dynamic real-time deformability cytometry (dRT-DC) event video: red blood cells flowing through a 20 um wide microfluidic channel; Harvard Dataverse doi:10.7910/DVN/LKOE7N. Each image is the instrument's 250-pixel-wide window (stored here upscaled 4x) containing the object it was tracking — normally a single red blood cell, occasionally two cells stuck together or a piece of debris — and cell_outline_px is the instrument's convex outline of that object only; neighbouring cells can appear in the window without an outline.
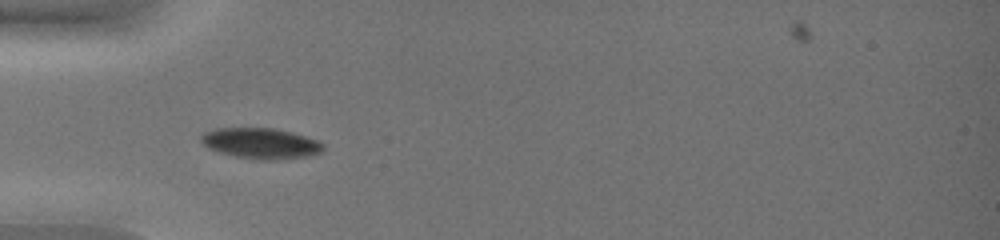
{"species": "common noctule bat (a hibernating species)", "species_latin": "Nyctalus noctula", "temperature_condition": "warm", "stored_images_in_passage": 31, "camera_frame_rate_fps": 3000, "um_per_image_px": 0.085, "animal": {"sex": "female", "body_mass_g": 19.0, "forearm_length_mm": 51.5}, "frame": {"image": 1, "passage_image": 1, "time_ms": 0.0, "image_size_px": [1000, 240], "cell_outline_px": [[324, 148], [320, 152], [308, 156], [272, 160], [256, 160], [236, 156], [220, 152], [208, 148], [200, 140], [200, 136], [204, 132], [216, 128], [276, 128], [292, 132], [320, 140], [324, 144]], "centroid_in_image_um": [22.18, 12.18], "position_along_channel_um": 62.8, "area_um2": 21.96}}
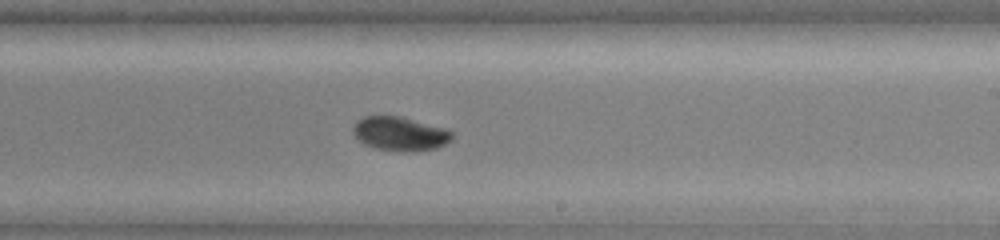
{"frame": {"image": 2, "passage_image": 15, "time_ms": 4.667, "image_size_px": [1000, 240], "cell_outline_px": [[452, 140], [436, 148], [408, 152], [404, 152], [372, 148], [364, 144], [352, 132], [352, 128], [356, 120], [364, 116], [400, 116], [448, 128], [452, 132]], "centroid_in_image_um": [34.0, 11.36], "position_along_channel_um": 255.0, "area_um2": 19.83}}
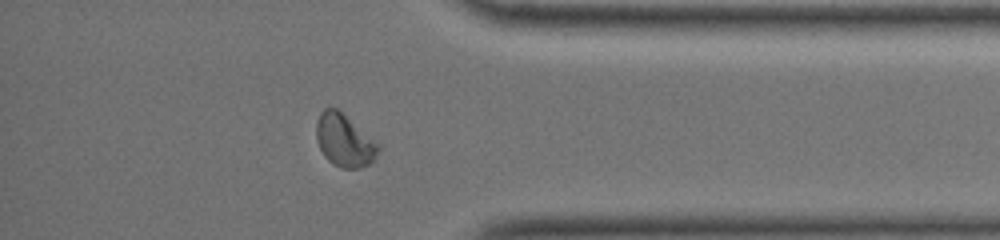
{"frame": {"image": 3, "passage_image": 26, "time_ms": 8.333, "image_size_px": [1000, 240], "cell_outline_px": [[380, 148], [376, 156], [368, 164], [360, 168], [340, 168], [332, 164], [324, 156], [316, 140], [316, 120], [320, 112], [324, 108], [336, 108], [380, 144]], "centroid_in_image_um": [29.25, 11.94], "position_along_channel_um": 406.0, "area_um2": 18.96}, "authors_computed_cell_mechanics": {"area_um2": 20.9236, "velocity_mm_per_s": 4.2023, "shape_relaxation_time_tau1_ms": 2.7147, "shape_relaxation_time_tau2_ms": 5.4035, "deformation_change_tau1": 0.1024, "deformation_change_tau2": 0.0628}}